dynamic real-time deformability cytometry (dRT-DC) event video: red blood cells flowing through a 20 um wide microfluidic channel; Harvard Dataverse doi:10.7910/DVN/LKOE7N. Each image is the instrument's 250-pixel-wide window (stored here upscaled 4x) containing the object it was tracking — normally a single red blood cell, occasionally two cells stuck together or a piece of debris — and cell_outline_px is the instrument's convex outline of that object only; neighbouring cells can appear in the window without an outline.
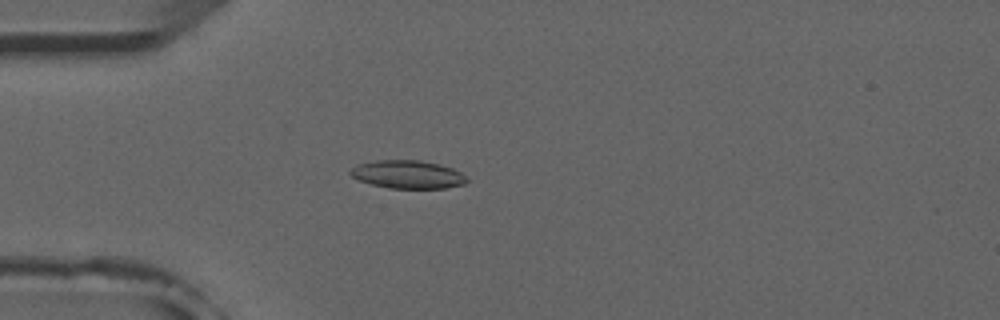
{"species": "common noctule bat (a hibernating species)", "species_latin": "Nyctalus noctula", "temperature_condition": "room temperature", "stored_images_in_passage": 53, "camera_frame_rate_fps": 3000, "um_per_image_px": 0.085, "animal": {"sex": "male", "forearm_length_mm": 52.5}, "frame": {"image": 1, "passage_image": 15, "time_ms": 4.667, "image_size_px": [1000, 320], "cell_outline_px": [[468, 180], [464, 184], [444, 188], [388, 188], [372, 184], [360, 180], [352, 176], [348, 172], [356, 164], [376, 160], [420, 160], [440, 164], [452, 168], [460, 172]], "centroid_in_image_um": [34.64, 14.82], "position_along_channel_um": 50.4, "area_um2": 19.02}}
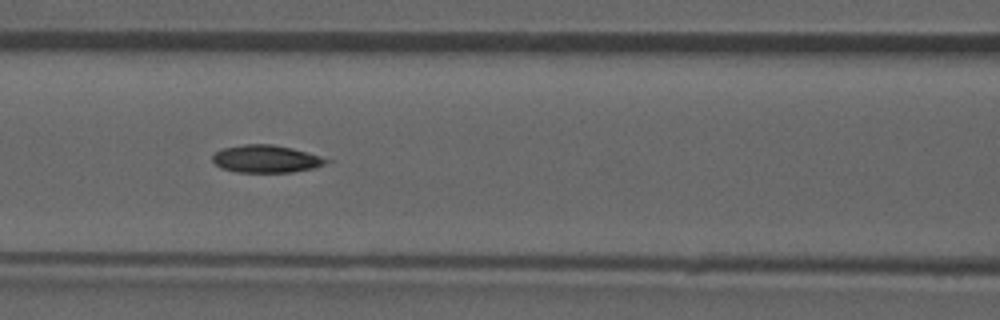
{"frame": {"image": 2, "passage_image": 23, "time_ms": 7.333, "image_size_px": [1000, 320], "cell_outline_px": [[332, 160], [316, 168], [292, 172], [236, 172], [220, 168], [212, 160], [212, 156], [216, 152], [224, 148], [244, 144], [272, 144], [292, 148], [320, 156]], "centroid_in_image_um": [22.62, 13.51], "position_along_channel_um": 144.0, "area_um2": 18.26}}
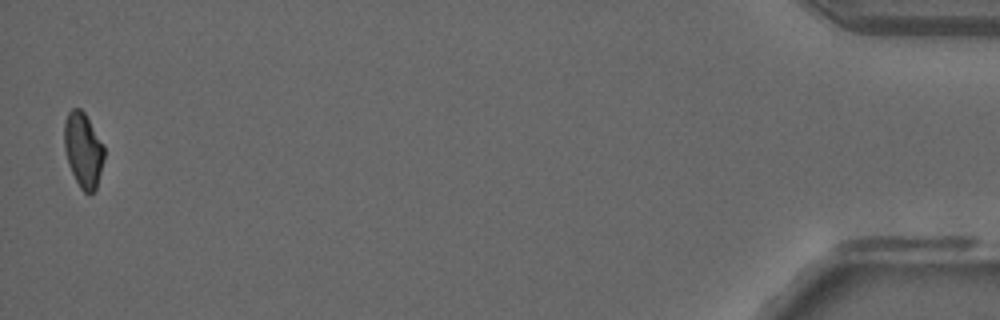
{"frame": {"image": 3, "passage_image": 52, "time_ms": 17.0, "image_size_px": [1000, 320], "cell_outline_px": [[104, 160], [96, 188], [88, 196], [80, 188], [68, 164], [64, 148], [64, 120], [68, 112], [72, 108], [80, 108], [84, 112], [104, 144]], "centroid_in_image_um": [7.07, 12.74], "position_along_channel_um": 428.1, "area_um2": 17.57}, "authors_computed_cell_mechanics": {"area_um2": 18.7272, "velocity_mm_per_s": 3.938, "shape_relaxation_time_tau1_ms": null, "shape_relaxation_time_tau2_ms": 3.0674, "deformation_change_tau1": null, "deformation_change_tau2": 0.0997}}